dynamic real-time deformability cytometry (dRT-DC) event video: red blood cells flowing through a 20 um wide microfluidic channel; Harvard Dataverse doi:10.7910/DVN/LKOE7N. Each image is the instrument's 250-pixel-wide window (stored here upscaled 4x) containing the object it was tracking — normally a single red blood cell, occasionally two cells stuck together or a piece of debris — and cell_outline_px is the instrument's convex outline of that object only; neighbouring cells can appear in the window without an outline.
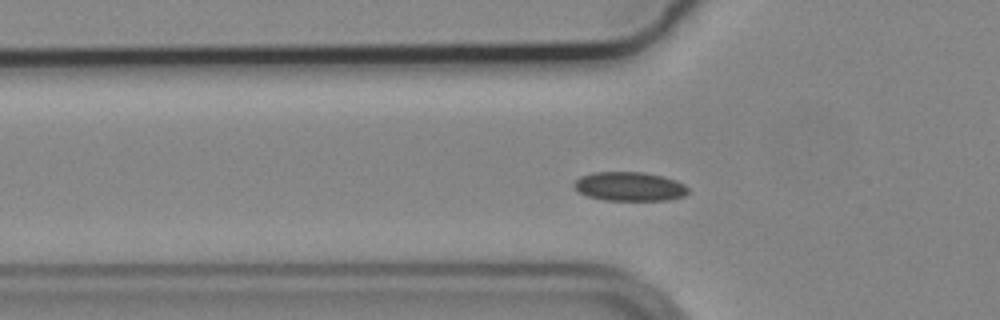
{"species": "common noctule bat (a hibernating species)", "species_latin": "Nyctalus noctula", "temperature_condition": "cold", "stored_images_in_passage": 54, "camera_frame_rate_fps": 3000, "um_per_image_px": 0.085, "animal": {"sex": "male", "body_mass_g": 19.2, "forearm_length_mm": 51.8}, "frame": {"image": 1, "passage_image": 16, "time_ms": 5.0, "image_size_px": [1000, 320], "cell_outline_px": [[688, 192], [684, 196], [668, 200], [604, 200], [588, 196], [580, 192], [572, 184], [580, 176], [596, 172], [644, 172], [664, 176], [676, 180], [684, 184], [688, 188]], "centroid_in_image_um": [53.53, 15.84], "position_along_channel_um": 72.3, "area_um2": 19.31}}
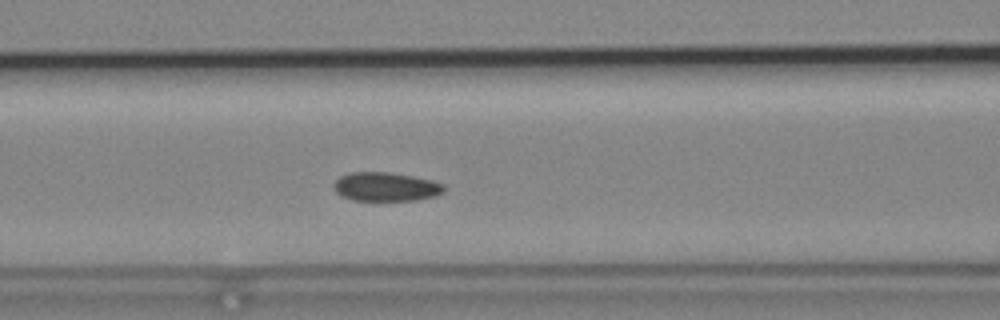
{"frame": {"image": 2, "passage_image": 21, "time_ms": 6.667, "image_size_px": [1000, 320], "cell_outline_px": [[444, 192], [436, 196], [416, 200], [352, 200], [336, 192], [332, 184], [340, 176], [352, 172], [388, 172], [412, 176], [432, 180], [444, 184]], "centroid_in_image_um": [32.81, 15.87], "position_along_channel_um": 133.8, "area_um2": 18.5}}
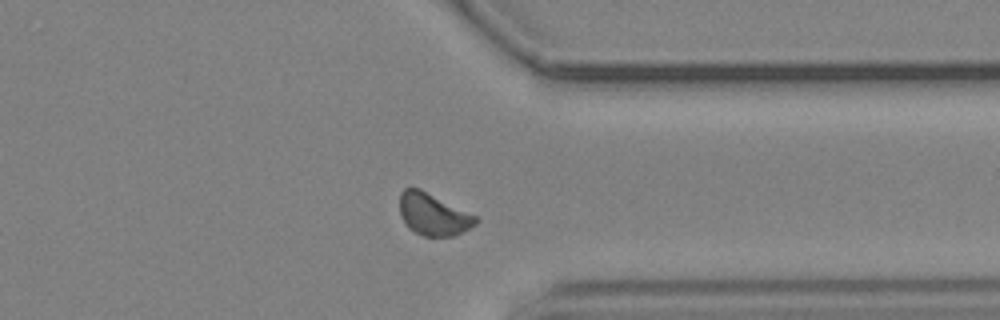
{"frame": {"image": 3, "passage_image": 41, "time_ms": 13.333, "image_size_px": [1000, 320], "cell_outline_px": [[480, 220], [476, 224], [452, 236], [424, 236], [408, 228], [400, 216], [400, 192], [404, 188], [420, 188], [476, 216]], "centroid_in_image_um": [36.79, 18.21], "position_along_channel_um": 374.6, "area_um2": 18.44}, "authors_computed_cell_mechanics": {"area_um2": 18.496, "velocity_mm_per_s": 3.6555, "shape_relaxation_time_tau1_ms": null, "shape_relaxation_time_tau2_ms": 6.9971, "deformation_change_tau1": null, "deformation_change_tau2": 0.0794}}